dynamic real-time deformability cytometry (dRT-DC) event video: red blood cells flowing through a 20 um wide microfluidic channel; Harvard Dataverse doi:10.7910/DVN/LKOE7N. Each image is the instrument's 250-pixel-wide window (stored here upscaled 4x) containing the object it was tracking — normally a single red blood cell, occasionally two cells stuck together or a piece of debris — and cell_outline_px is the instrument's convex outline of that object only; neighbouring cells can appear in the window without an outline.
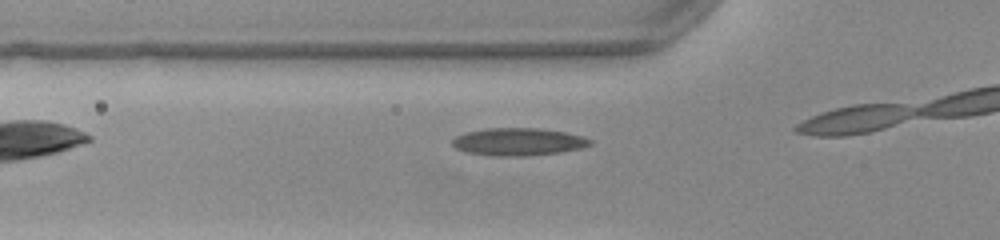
{"species": "common noctule bat (a hibernating species)", "species_latin": "Nyctalus noctula", "temperature_condition": "warm", "stored_images_in_passage": 6, "camera_frame_rate_fps": 3000, "um_per_image_px": 0.085, "animal": {"sex": "female", "body_mass_g": 22.0, "forearm_length_mm": 56.7}, "frame": {"image": 1, "passage_image": 4, "time_ms": 1.0, "image_size_px": [1000, 240], "cell_outline_px": [[592, 144], [580, 148], [560, 152], [524, 156], [492, 156], [464, 152], [456, 148], [452, 144], [452, 140], [456, 136], [464, 132], [484, 128], [536, 128], [564, 132], [580, 136], [592, 140]], "centroid_in_image_um": [43.99, 12.05], "position_along_channel_um": 81.8, "area_um2": 22.14}}